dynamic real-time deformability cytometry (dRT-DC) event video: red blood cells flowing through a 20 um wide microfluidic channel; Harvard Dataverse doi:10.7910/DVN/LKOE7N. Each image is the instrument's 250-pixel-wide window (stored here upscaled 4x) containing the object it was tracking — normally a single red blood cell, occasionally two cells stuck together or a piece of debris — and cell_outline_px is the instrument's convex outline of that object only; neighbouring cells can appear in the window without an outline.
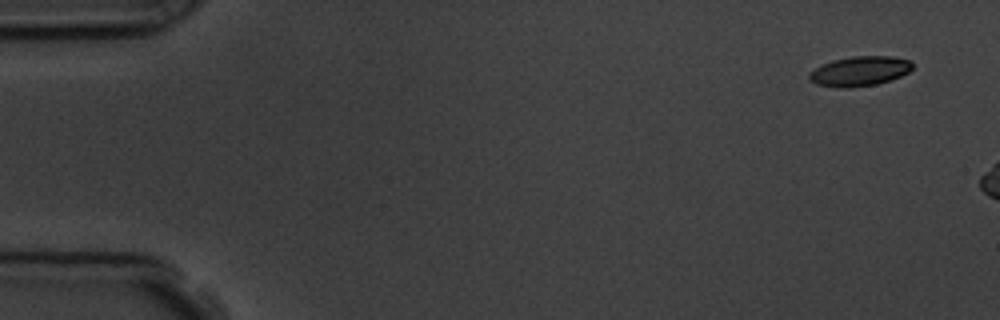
{"species": "common noctule bat (a hibernating species)", "species_latin": "Nyctalus noctula", "temperature_condition": "room temperature", "stored_images_in_passage": 2, "camera_frame_rate_fps": 3000, "um_per_image_px": 0.085, "animal": {"sex": "male", "body_mass_g": 19.5, "forearm_length_mm": 54.6}, "frame": {"image": 1, "passage_image": 1, "time_ms": 0.0, "image_size_px": [1000, 320], "cell_outline_px": [[912, 68], [908, 72], [900, 76], [876, 84], [848, 88], [840, 88], [816, 84], [808, 80], [808, 72], [832, 60], [852, 56], [892, 56], [912, 60]], "centroid_in_image_um": [73.05, 6.04], "position_along_channel_um": 11.9, "area_um2": 17.92}}